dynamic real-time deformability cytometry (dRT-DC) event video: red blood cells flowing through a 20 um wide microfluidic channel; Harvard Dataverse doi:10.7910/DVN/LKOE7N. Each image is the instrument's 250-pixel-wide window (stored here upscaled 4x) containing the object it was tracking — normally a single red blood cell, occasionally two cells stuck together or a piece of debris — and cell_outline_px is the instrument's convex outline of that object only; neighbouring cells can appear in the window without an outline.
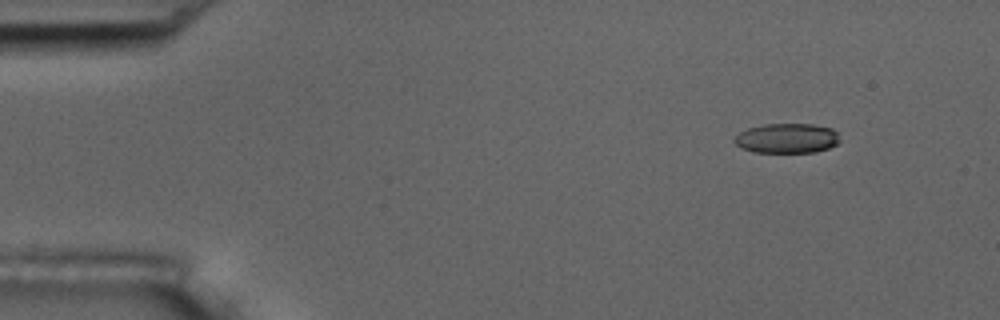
{"species": "common noctule bat (a hibernating species)", "species_latin": "Nyctalus noctula", "temperature_condition": "room temperature", "stored_images_in_passage": 5, "camera_frame_rate_fps": 3000, "um_per_image_px": 0.085, "animal": {"sex": "male", "body_mass_g": 17.5, "forearm_length_mm": 52.3}, "frame": {"image": 1, "passage_image": 1, "time_ms": 0.0, "image_size_px": [1000, 320], "cell_outline_px": [[840, 140], [836, 144], [828, 148], [816, 152], [752, 152], [740, 148], [732, 140], [740, 132], [748, 128], [764, 124], [812, 124], [832, 128], [836, 132]], "centroid_in_image_um": [66.87, 11.75], "position_along_channel_um": 18.1, "area_um2": 18.32}}
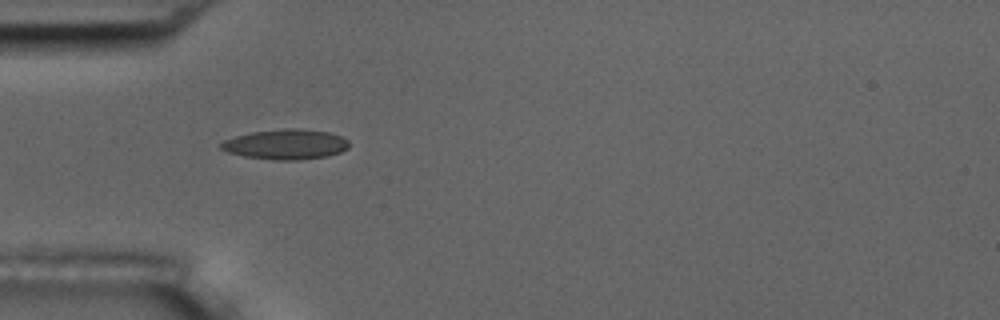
{"frame": {"image": 2, "passage_image": 4, "time_ms": 3.667, "image_size_px": [1000, 320], "cell_outline_px": [[348, 148], [340, 152], [328, 156], [300, 160], [272, 160], [244, 156], [228, 152], [220, 148], [220, 144], [224, 140], [236, 136], [252, 132], [284, 128], [300, 128], [328, 132], [340, 136], [348, 140]], "centroid_in_image_um": [24.3, 12.27], "position_along_channel_um": 60.7, "area_um2": 22.48}}